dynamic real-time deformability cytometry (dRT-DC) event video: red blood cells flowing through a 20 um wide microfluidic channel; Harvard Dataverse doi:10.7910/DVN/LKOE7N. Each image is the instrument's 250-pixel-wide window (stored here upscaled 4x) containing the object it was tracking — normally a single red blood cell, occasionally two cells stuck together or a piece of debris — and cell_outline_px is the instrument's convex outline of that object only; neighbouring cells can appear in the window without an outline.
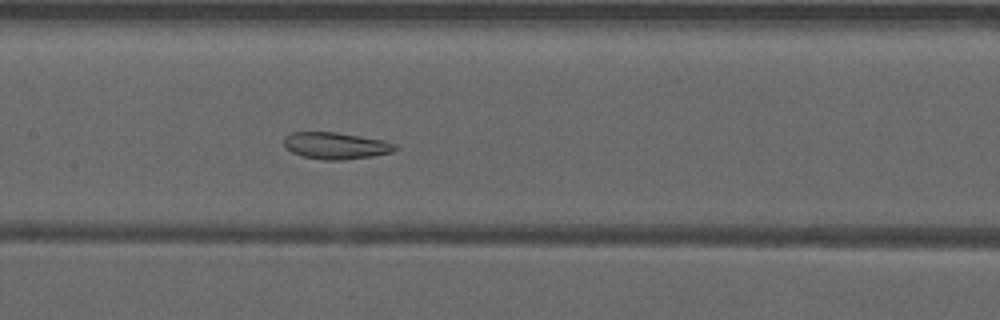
{"species": "common noctule bat (a hibernating species)", "species_latin": "Nyctalus noctula", "temperature_condition": "warm", "stored_images_in_passage": 54, "camera_frame_rate_fps": 3000, "um_per_image_px": 0.085, "animal": {"sex": "male", "forearm_length_mm": 52.5}, "frame": {"image": 1, "passage_image": 27, "time_ms": 8.667, "image_size_px": [1000, 320], "cell_outline_px": [[396, 148], [392, 152], [372, 156], [340, 160], [324, 160], [300, 156], [284, 148], [284, 136], [292, 132], [336, 132], [384, 140], [396, 144]], "centroid_in_image_um": [28.5, 12.38], "position_along_channel_um": 178.9, "area_um2": 17.4}}
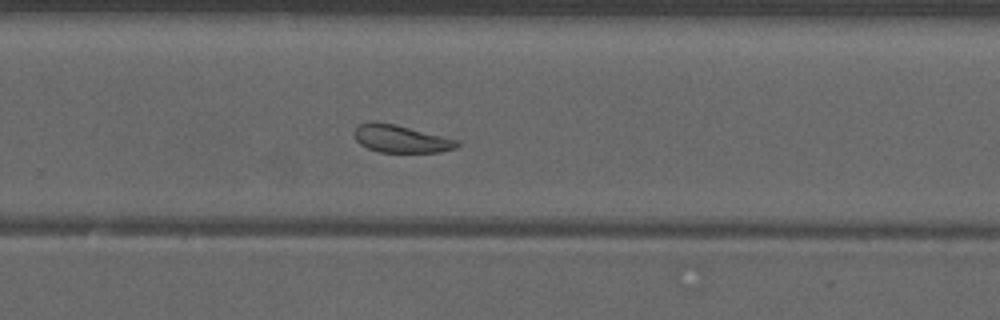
{"frame": {"image": 2, "passage_image": 36, "time_ms": 11.667, "image_size_px": [1000, 320], "cell_outline_px": [[460, 144], [456, 148], [440, 152], [380, 152], [368, 148], [360, 144], [352, 136], [352, 132], [360, 124], [372, 120], [376, 120], [396, 124], [460, 140]], "centroid_in_image_um": [34.06, 11.78], "position_along_channel_um": 295.7, "area_um2": 16.88}}
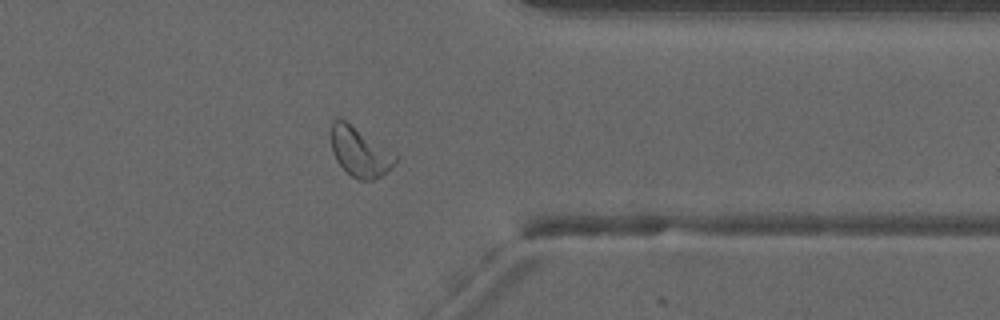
{"frame": {"image": 3, "passage_image": 43, "time_ms": 14.0, "image_size_px": [1000, 320], "cell_outline_px": [[396, 160], [392, 168], [380, 176], [372, 180], [360, 180], [352, 176], [336, 160], [332, 152], [332, 120], [336, 116], [340, 116], [396, 156]], "centroid_in_image_um": [30.54, 12.9], "position_along_channel_um": 380.9, "area_um2": 17.98}, "authors_computed_cell_mechanics": {"area_um2": 21.2704, "velocity_mm_per_s": 3.9078, "shape_relaxation_time_tau1_ms": null, "shape_relaxation_time_tau2_ms": 1.8606, "deformation_change_tau1": null, "deformation_change_tau2": 0.0687}}